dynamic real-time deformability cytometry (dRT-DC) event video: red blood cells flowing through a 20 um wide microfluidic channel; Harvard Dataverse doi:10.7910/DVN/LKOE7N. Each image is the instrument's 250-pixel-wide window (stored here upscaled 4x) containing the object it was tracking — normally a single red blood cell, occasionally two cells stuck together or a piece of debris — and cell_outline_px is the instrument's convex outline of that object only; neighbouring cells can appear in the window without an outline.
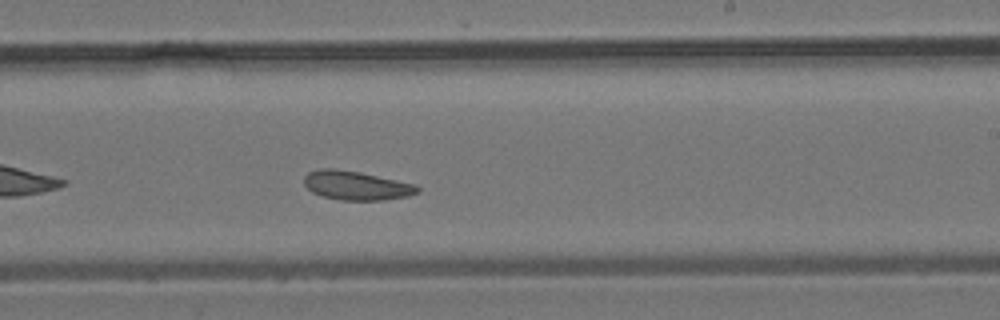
{"species": "common noctule bat (a hibernating species)", "species_latin": "Nyctalus noctula", "temperature_condition": "room temperature", "stored_images_in_passage": 41, "camera_frame_rate_fps": 3000, "um_per_image_px": 0.085, "animal": {"sex": "male", "body_mass_g": 19.2, "forearm_length_mm": 51.8}, "frame": {"image": 1, "passage_image": 24, "time_ms": 7.667, "image_size_px": [1000, 320], "cell_outline_px": [[420, 192], [408, 196], [384, 200], [340, 200], [324, 196], [312, 192], [304, 184], [304, 176], [308, 172], [320, 168], [332, 168], [360, 172], [416, 184], [420, 188]], "centroid_in_image_um": [30.3, 15.76], "position_along_channel_um": 258.7, "area_um2": 19.19}}
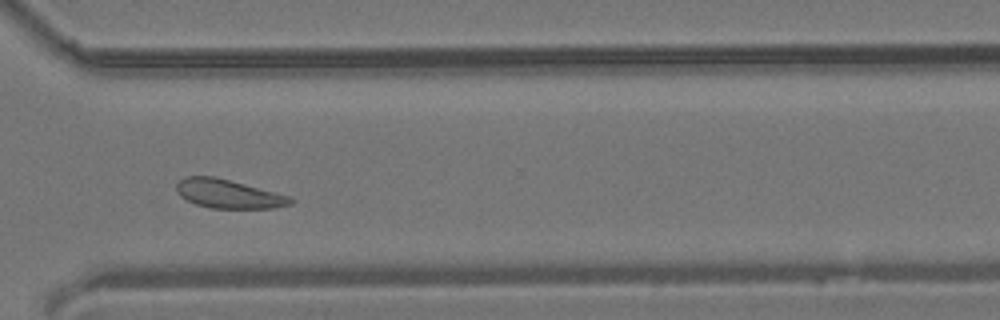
{"frame": {"image": 2, "passage_image": 30, "time_ms": 9.667, "image_size_px": [1000, 320], "cell_outline_px": [[296, 200], [292, 204], [272, 208], [212, 208], [196, 204], [180, 196], [176, 192], [176, 184], [184, 176], [216, 176], [292, 196]], "centroid_in_image_um": [19.45, 16.47], "position_along_channel_um": 351.2, "area_um2": 19.36}}